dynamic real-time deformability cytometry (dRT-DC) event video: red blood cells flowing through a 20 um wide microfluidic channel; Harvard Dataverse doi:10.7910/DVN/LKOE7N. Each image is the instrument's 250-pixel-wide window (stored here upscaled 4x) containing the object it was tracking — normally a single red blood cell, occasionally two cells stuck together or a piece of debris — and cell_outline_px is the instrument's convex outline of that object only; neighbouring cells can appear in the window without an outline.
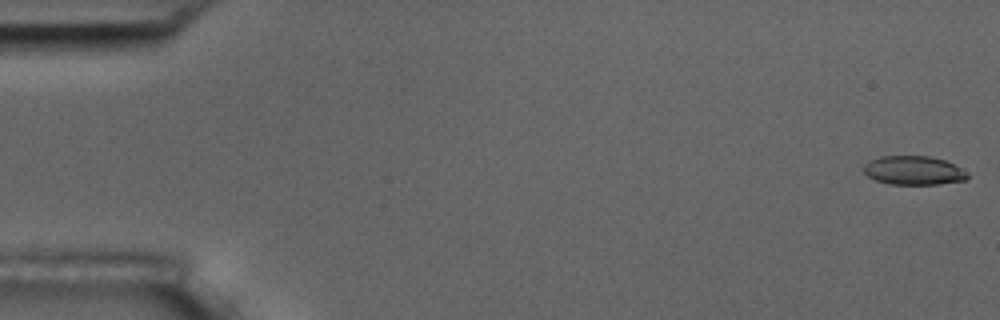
{"species": "common noctule bat (a hibernating species)", "species_latin": "Nyctalus noctula", "temperature_condition": "room temperature", "stored_images_in_passage": 14, "camera_frame_rate_fps": 3000, "um_per_image_px": 0.085, "animal": {"sex": "male", "body_mass_g": 17.5, "forearm_length_mm": 52.3}, "frame": {"image": 1, "passage_image": 1, "time_ms": 0.0, "image_size_px": [1000, 320], "cell_outline_px": [[968, 176], [964, 180], [936, 184], [888, 184], [876, 180], [868, 176], [864, 172], [864, 164], [868, 160], [880, 156], [928, 156], [944, 160], [952, 164]], "centroid_in_image_um": [77.55, 14.48], "position_along_channel_um": 7.4, "area_um2": 17.11}}